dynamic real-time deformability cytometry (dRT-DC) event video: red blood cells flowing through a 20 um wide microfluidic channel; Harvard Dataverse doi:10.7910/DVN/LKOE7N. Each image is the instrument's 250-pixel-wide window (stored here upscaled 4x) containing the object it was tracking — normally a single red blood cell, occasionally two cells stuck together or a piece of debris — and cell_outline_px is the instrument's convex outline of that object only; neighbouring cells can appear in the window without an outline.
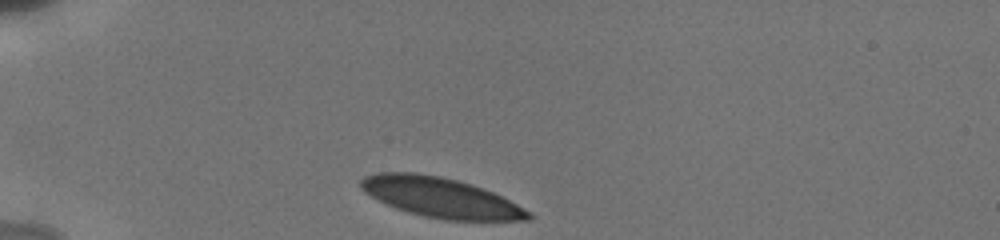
{"species": "human", "species_latin": "Homo sapiens", "temperature_condition": "cold", "stored_images_in_passage": 22, "camera_frame_rate_fps": 3000, "um_per_image_px": 0.085, "donor": {"sex": "male"}, "frame": {"image": 1, "passage_image": 1, "time_ms": 0.0, "image_size_px": [1000, 240], "cell_outline_px": [[532, 220], [448, 220], [424, 216], [396, 208], [364, 192], [360, 188], [360, 180], [364, 176], [376, 172], [416, 172], [440, 176], [472, 184], [492, 192], [532, 212]], "centroid_in_image_um": [37.44, 16.77], "position_along_channel_um": 47.6, "area_um2": 38.67}}
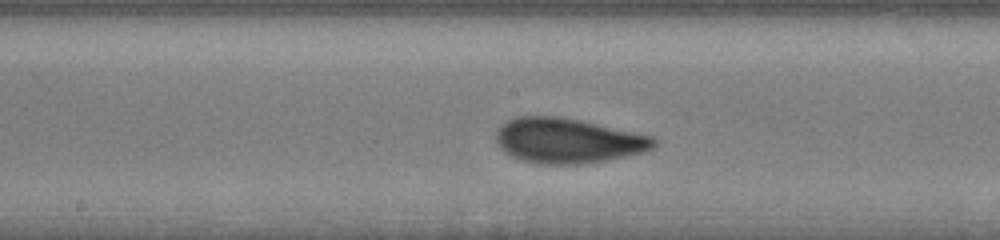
{"frame": {"image": 2, "passage_image": 11, "time_ms": 5.0, "image_size_px": [1000, 240], "cell_outline_px": [[656, 144], [652, 148], [640, 152], [608, 160], [580, 164], [540, 164], [520, 160], [504, 152], [496, 144], [496, 132], [508, 120], [516, 116], [552, 116], [576, 120], [652, 136], [656, 140]], "centroid_in_image_um": [48.2, 11.97], "position_along_channel_um": 200.0, "area_um2": 40.81}}
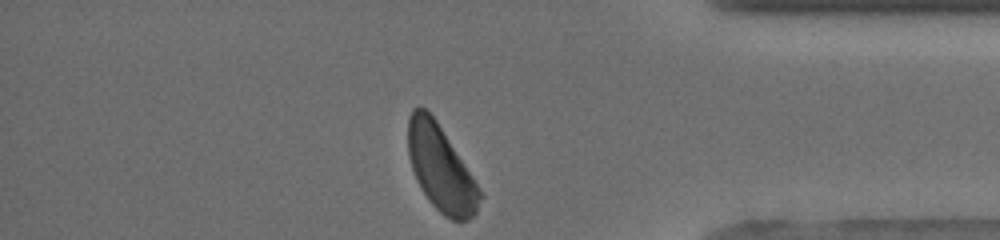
{"frame": {"image": 3, "passage_image": 22, "time_ms": 10.667, "image_size_px": [1000, 240], "cell_outline_px": [[484, 196], [476, 212], [468, 220], [452, 220], [444, 216], [432, 204], [416, 180], [408, 156], [408, 116], [412, 108], [420, 104], [436, 120], [472, 176]], "centroid_in_image_um": [37.45, 14.3], "position_along_channel_um": 397.7, "area_um2": 35.49}, "authors_computed_cell_mechanics": {"area_um2": 40.3733, "velocity_mm_per_s": 3.7981, "shape_relaxation_time_tau1_ms": 2.6142, "shape_relaxation_time_tau2_ms": 0.5883, "deformation_change_tau1": 0.1282, "deformation_change_tau2": 0.0546}}